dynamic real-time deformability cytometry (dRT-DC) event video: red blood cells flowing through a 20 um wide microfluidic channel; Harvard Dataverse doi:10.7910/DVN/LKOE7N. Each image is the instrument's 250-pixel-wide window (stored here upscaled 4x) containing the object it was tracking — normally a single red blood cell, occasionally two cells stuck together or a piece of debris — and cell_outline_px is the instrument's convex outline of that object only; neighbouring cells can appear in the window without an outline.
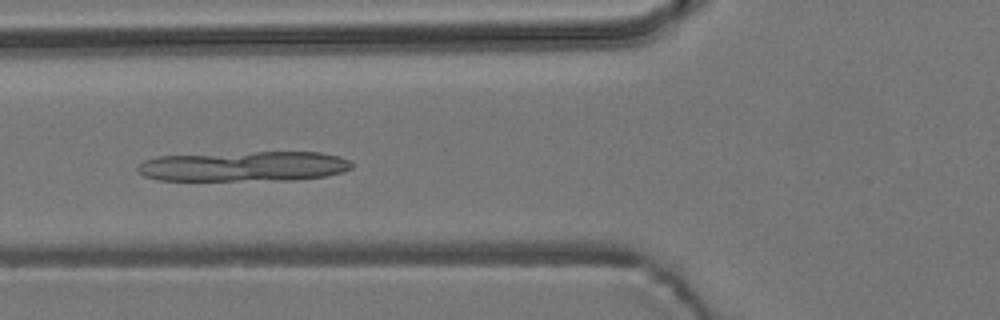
{"species": "common noctule bat (a hibernating species)", "species_latin": "Nyctalus noctula", "temperature_condition": "room temperature", "stored_images_in_passage": 42, "camera_frame_rate_fps": 3000, "um_per_image_px": 0.085, "animal": {"sex": "male", "body_mass_g": 19.2, "forearm_length_mm": 51.8}, "frame": {"image": 1, "passage_image": 14, "time_ms": 4.333, "image_size_px": [1000, 320], "cell_outline_px": [[352, 168], [344, 172], [324, 176], [296, 180], [160, 180], [144, 176], [136, 168], [144, 160], [156, 156], [252, 152], [320, 152], [340, 156], [352, 160]], "centroid_in_image_um": [20.79, 14.13], "position_along_channel_um": 105.0, "area_um2": 37.74}}
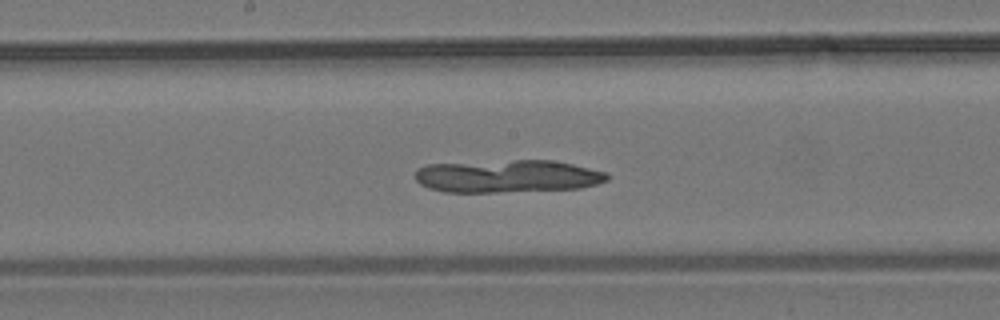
{"frame": {"image": 2, "passage_image": 22, "time_ms": 7.0, "image_size_px": [1000, 320], "cell_outline_px": [[608, 180], [596, 184], [580, 188], [496, 192], [444, 192], [428, 188], [420, 184], [416, 180], [416, 168], [428, 164], [516, 160], [552, 160], [572, 164], [608, 172]], "centroid_in_image_um": [43.12, 14.98], "position_along_channel_um": 205.1, "area_um2": 36.59}}
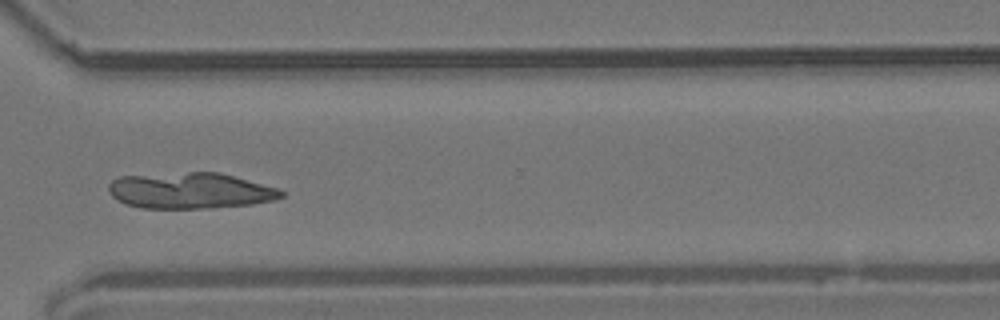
{"frame": {"image": 3, "passage_image": 34, "time_ms": 11.0, "image_size_px": [1000, 320], "cell_outline_px": [[284, 196], [272, 200], [252, 204], [204, 208], [140, 208], [116, 200], [108, 192], [108, 184], [112, 180], [120, 176], [188, 172], [220, 172], [280, 188], [284, 192]], "centroid_in_image_um": [16.17, 16.2], "position_along_channel_um": 354.4, "area_um2": 36.36}}